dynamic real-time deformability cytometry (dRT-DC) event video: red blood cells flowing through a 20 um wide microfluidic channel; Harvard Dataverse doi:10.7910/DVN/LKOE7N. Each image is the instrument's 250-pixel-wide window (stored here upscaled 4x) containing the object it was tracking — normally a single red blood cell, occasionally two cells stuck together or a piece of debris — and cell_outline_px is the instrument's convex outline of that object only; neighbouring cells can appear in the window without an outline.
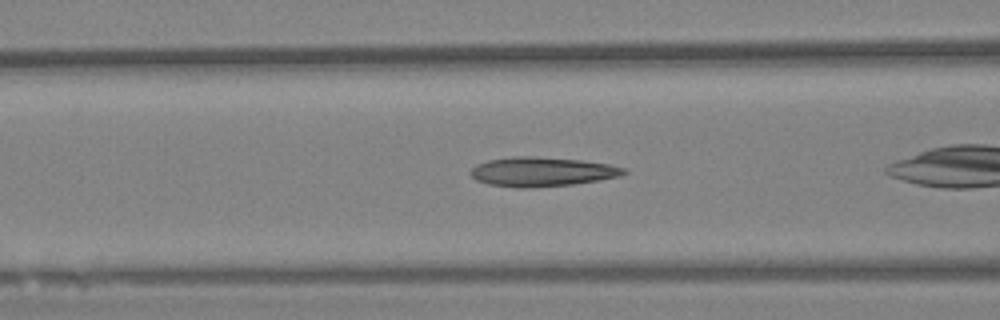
{"species": "Egyptian fruit bat (a non-hibernating species)", "species_latin": "Rousettus aegyptiacus", "temperature_condition": "warm", "stored_images_in_passage": 42, "camera_frame_rate_fps": 3000, "um_per_image_px": 0.085, "animal": {"sex": "female"}, "frame": {"image": 1, "passage_image": 18, "time_ms": 5.667, "image_size_px": [1000, 320], "cell_outline_px": [[628, 172], [620, 176], [600, 180], [572, 184], [532, 188], [516, 188], [488, 184], [476, 180], [468, 172], [476, 164], [488, 160], [516, 156], [532, 156], [580, 160], [608, 164], [624, 168]], "centroid_in_image_um": [46.03, 14.6], "position_along_channel_um": 120.6, "area_um2": 26.24}}
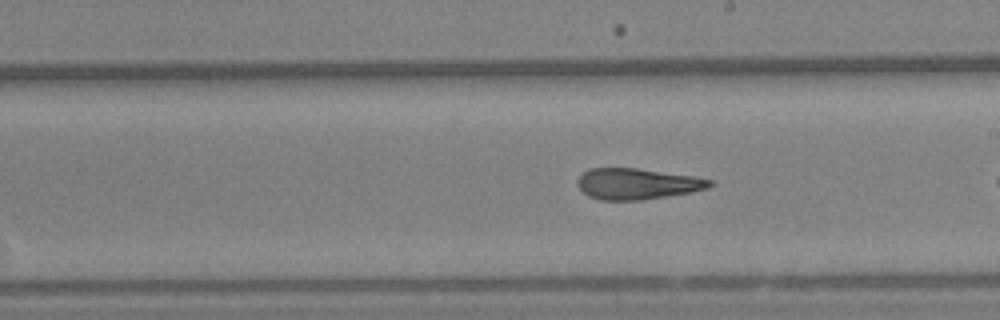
{"frame": {"image": 2, "passage_image": 28, "time_ms": 9.0, "image_size_px": [1000, 320], "cell_outline_px": [[716, 184], [708, 188], [692, 192], [640, 200], [600, 200], [588, 196], [576, 184], [576, 180], [588, 168], [636, 168], [696, 176], [716, 180]], "centroid_in_image_um": [54.21, 15.62], "position_along_channel_um": 234.8, "area_um2": 24.16}}
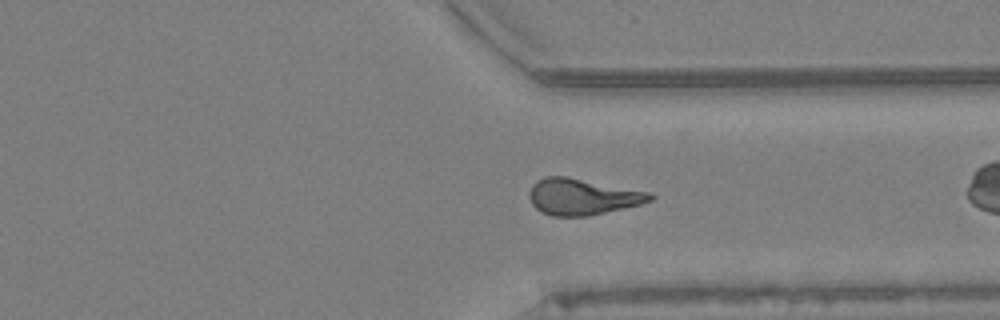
{"frame": {"image": 3, "passage_image": 39, "time_ms": 12.667, "image_size_px": [1000, 320], "cell_outline_px": [[656, 196], [652, 200], [640, 204], [588, 216], [552, 216], [540, 212], [532, 204], [528, 196], [528, 192], [532, 184], [536, 180], [544, 176], [568, 176], [652, 192]], "centroid_in_image_um": [49.49, 16.7], "position_along_channel_um": 361.9, "area_um2": 25.89}}